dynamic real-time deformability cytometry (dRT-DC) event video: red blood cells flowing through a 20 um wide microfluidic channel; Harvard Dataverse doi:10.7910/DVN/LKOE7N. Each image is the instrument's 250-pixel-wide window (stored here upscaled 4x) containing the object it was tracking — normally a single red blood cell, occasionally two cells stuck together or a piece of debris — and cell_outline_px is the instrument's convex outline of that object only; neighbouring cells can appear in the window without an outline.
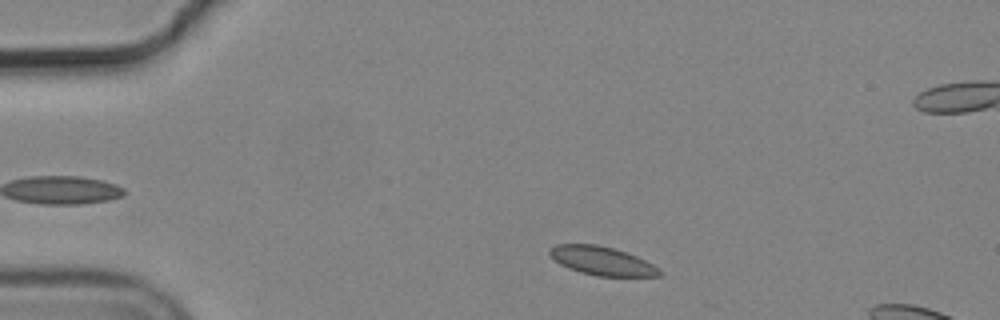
{"species": "common noctule bat (a hibernating species)", "species_latin": "Nyctalus noctula", "temperature_condition": "cold", "stored_images_in_passage": 12, "camera_frame_rate_fps": 3000, "um_per_image_px": 0.085, "animal": {"sex": "male", "body_mass_g": 19.2, "forearm_length_mm": 51.8}, "frame": {"image": 1, "passage_image": 4, "time_ms": 1.0, "image_size_px": [1000, 320], "cell_outline_px": [[660, 276], [596, 276], [580, 272], [568, 268], [560, 264], [548, 252], [556, 244], [596, 244], [612, 248], [636, 256], [652, 264], [660, 272]], "centroid_in_image_um": [51.13, 22.17], "position_along_channel_um": 33.9, "area_um2": 17.92}}
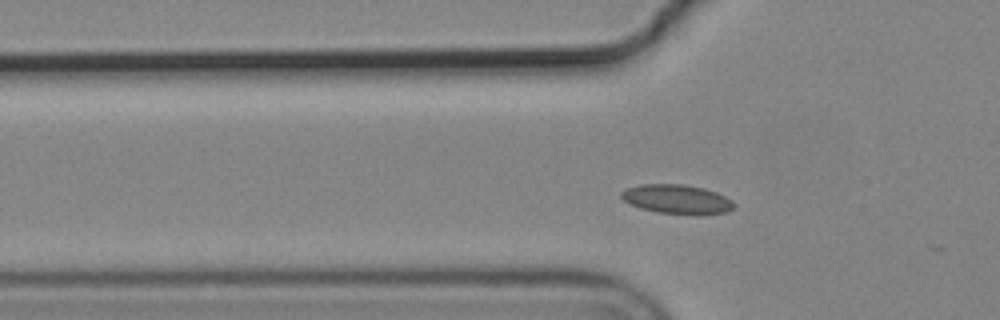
{"frame": {"image": 2, "passage_image": 11, "time_ms": 3.333, "image_size_px": [1000, 320], "cell_outline_px": [[736, 204], [732, 208], [724, 212], [700, 216], [696, 216], [656, 212], [640, 208], [628, 204], [620, 196], [620, 192], [624, 188], [640, 184], [684, 184], [704, 188], [716, 192], [732, 200]], "centroid_in_image_um": [57.51, 16.94], "position_along_channel_um": 68.3, "area_um2": 19.65}}